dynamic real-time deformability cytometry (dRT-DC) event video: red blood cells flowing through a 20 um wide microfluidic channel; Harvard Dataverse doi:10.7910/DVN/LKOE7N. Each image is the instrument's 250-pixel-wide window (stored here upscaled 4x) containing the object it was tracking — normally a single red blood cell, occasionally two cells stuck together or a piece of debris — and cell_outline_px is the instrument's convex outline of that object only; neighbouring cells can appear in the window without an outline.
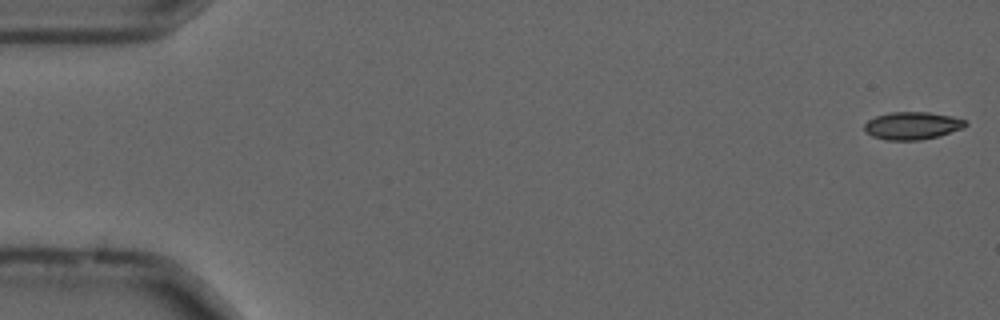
{"species": "common noctule bat (a hibernating species)", "species_latin": "Nyctalus noctula", "temperature_condition": "cold", "stored_images_in_passage": 55, "camera_frame_rate_fps": 3000, "um_per_image_px": 0.085, "animal": {"sex": "male", "forearm_length_mm": 52.5}, "frame": {"image": 1, "passage_image": 1, "time_ms": 0.0, "image_size_px": [1000, 320], "cell_outline_px": [[968, 124], [964, 128], [940, 136], [920, 140], [884, 140], [872, 136], [864, 128], [864, 124], [868, 120], [876, 116], [892, 112], [928, 112], [952, 116], [964, 120]], "centroid_in_image_um": [77.56, 10.69], "position_along_channel_um": 7.4, "area_um2": 16.3}}
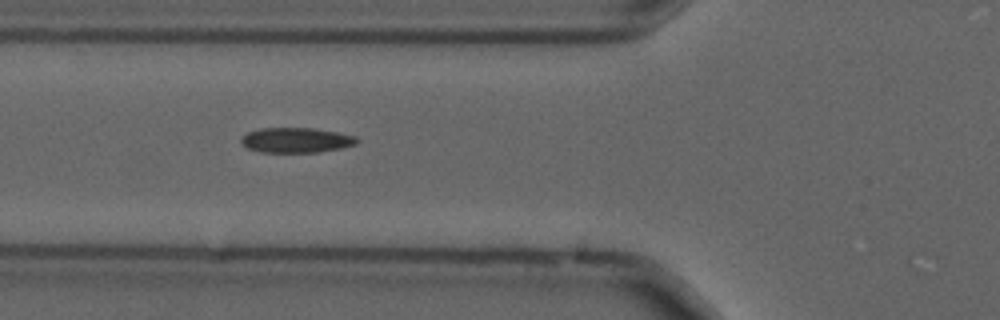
{"frame": {"image": 2, "passage_image": 20, "time_ms": 6.333, "image_size_px": [1000, 320], "cell_outline_px": [[360, 140], [356, 144], [340, 148], [320, 152], [260, 152], [248, 148], [240, 140], [248, 132], [260, 128], [312, 128], [336, 132], [356, 136]], "centroid_in_image_um": [25.2, 11.91], "position_along_channel_um": 100.6, "area_um2": 16.76}}
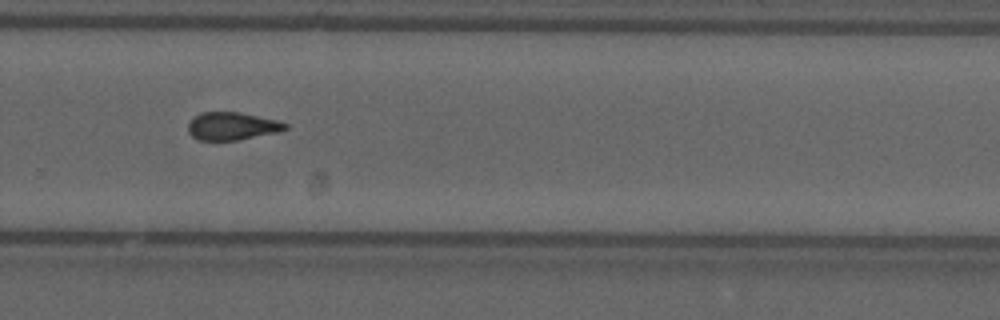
{"frame": {"image": 3, "passage_image": 37, "time_ms": 12.0, "image_size_px": [1000, 320], "cell_outline_px": [[288, 128], [280, 132], [236, 140], [196, 140], [188, 132], [188, 124], [200, 112], [240, 112], [276, 120], [288, 124]], "centroid_in_image_um": [19.73, 10.72], "position_along_channel_um": 310.1, "area_um2": 15.72}, "authors_computed_cell_mechanics": {"area_um2": 16.2418, "velocity_mm_per_s": 3.7041, "shape_relaxation_time_tau1_ms": null, "shape_relaxation_time_tau2_ms": 3.5616, "deformation_change_tau1": null, "deformation_change_tau2": 0.109}}